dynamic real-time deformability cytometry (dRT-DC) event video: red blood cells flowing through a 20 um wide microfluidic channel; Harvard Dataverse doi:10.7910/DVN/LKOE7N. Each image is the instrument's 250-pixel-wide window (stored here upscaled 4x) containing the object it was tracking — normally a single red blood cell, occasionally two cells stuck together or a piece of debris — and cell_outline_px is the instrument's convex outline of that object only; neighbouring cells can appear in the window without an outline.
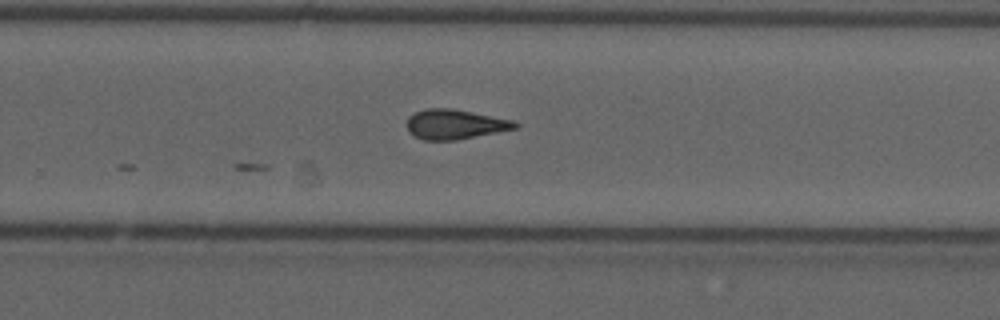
{"species": "common noctule bat (a hibernating species)", "species_latin": "Nyctalus noctula", "temperature_condition": "cold", "stored_images_in_passage": 28, "camera_frame_rate_fps": 3000, "um_per_image_px": 0.085, "animal": {"sex": "male", "forearm_length_mm": 52.5}, "frame": {"image": 1, "passage_image": 28, "time_ms": 9.0, "image_size_px": [1000, 320], "cell_outline_px": [[520, 124], [516, 128], [456, 140], [424, 140], [408, 132], [408, 116], [416, 112], [428, 108], [448, 108], [516, 120]], "centroid_in_image_um": [38.69, 10.56], "position_along_channel_um": 291.1, "area_um2": 18.55}}